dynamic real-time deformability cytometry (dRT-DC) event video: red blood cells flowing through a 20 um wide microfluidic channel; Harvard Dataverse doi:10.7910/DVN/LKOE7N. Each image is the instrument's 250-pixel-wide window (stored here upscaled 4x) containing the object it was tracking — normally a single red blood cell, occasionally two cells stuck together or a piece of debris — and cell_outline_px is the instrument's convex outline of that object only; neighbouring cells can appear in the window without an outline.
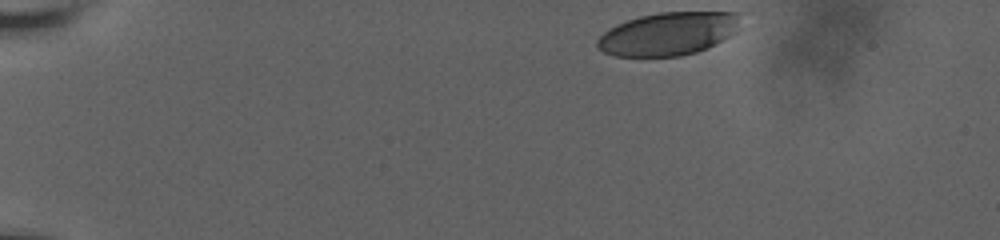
{"species": "human", "species_latin": "Homo sapiens", "temperature_condition": "room temperature", "stored_images_in_passage": 26, "camera_frame_rate_fps": 3000, "um_per_image_px": 0.085, "donor": {"sex": "male"}, "frame": {"image": 1, "passage_image": 1, "time_ms": 0.0, "image_size_px": [1000, 240], "cell_outline_px": [[740, 12], [736, 32], [708, 48], [696, 52], [680, 56], [616, 56], [604, 52], [596, 48], [596, 40], [604, 32], [616, 24], [640, 16], [660, 12]], "centroid_in_image_um": [56.78, 2.87], "position_along_channel_um": 28.2, "area_um2": 35.84}}
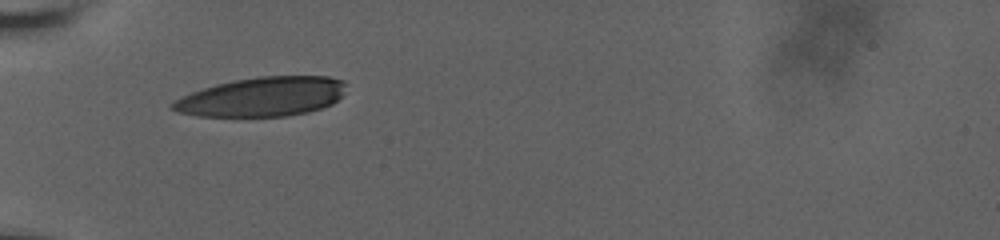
{"frame": {"image": 2, "passage_image": 17, "time_ms": 3.667, "image_size_px": [1000, 240], "cell_outline_px": [[344, 84], [340, 96], [332, 104], [308, 112], [288, 116], [196, 116], [180, 112], [172, 108], [172, 104], [180, 96], [216, 84], [236, 80], [260, 76], [328, 76], [344, 80]], "centroid_in_image_um": [22.29, 8.22], "position_along_channel_um": 62.7, "area_um2": 39.3}}
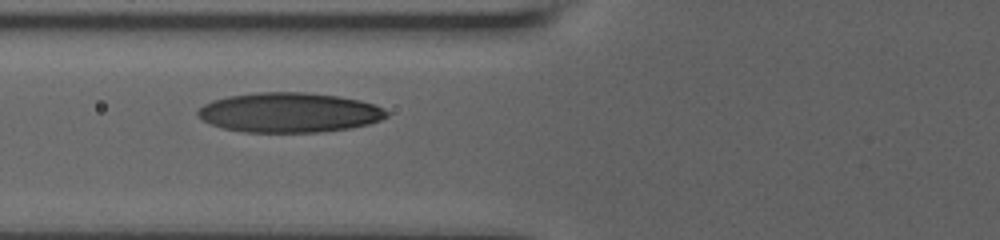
{"frame": {"image": 3, "passage_image": 25, "time_ms": 5.0, "image_size_px": [1000, 240], "cell_outline_px": [[388, 116], [380, 120], [368, 124], [348, 128], [320, 132], [244, 132], [224, 128], [212, 124], [196, 116], [196, 112], [204, 104], [212, 100], [228, 96], [256, 92], [304, 92], [340, 96], [360, 100], [384, 108], [388, 112]], "centroid_in_image_um": [24.58, 9.56], "position_along_channel_um": 101.2, "area_um2": 43.75}}